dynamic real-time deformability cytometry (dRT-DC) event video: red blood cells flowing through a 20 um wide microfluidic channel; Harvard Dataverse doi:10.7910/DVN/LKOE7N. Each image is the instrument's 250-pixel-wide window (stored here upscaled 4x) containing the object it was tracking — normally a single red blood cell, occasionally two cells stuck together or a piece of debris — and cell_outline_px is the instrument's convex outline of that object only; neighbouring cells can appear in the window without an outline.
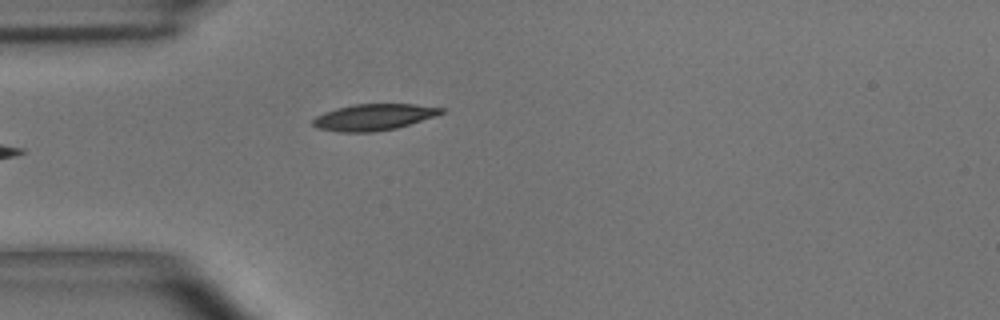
{"species": "common noctule bat (a hibernating species)", "species_latin": "Nyctalus noctula", "temperature_condition": "room temperature", "stored_images_in_passage": 1, "camera_frame_rate_fps": 3000, "um_per_image_px": 0.085, "animal": {"sex": "male", "body_mass_g": 15.6}, "frame": {"image": 1, "passage_image": 1, "time_ms": 0.0, "image_size_px": [1000, 320], "cell_outline_px": [[444, 112], [436, 116], [396, 128], [372, 132], [340, 132], [316, 128], [312, 124], [312, 120], [316, 116], [324, 112], [336, 108], [352, 104], [412, 104], [444, 108]], "centroid_in_image_um": [31.73, 9.95], "position_along_channel_um": 53.3, "area_um2": 19.71}}